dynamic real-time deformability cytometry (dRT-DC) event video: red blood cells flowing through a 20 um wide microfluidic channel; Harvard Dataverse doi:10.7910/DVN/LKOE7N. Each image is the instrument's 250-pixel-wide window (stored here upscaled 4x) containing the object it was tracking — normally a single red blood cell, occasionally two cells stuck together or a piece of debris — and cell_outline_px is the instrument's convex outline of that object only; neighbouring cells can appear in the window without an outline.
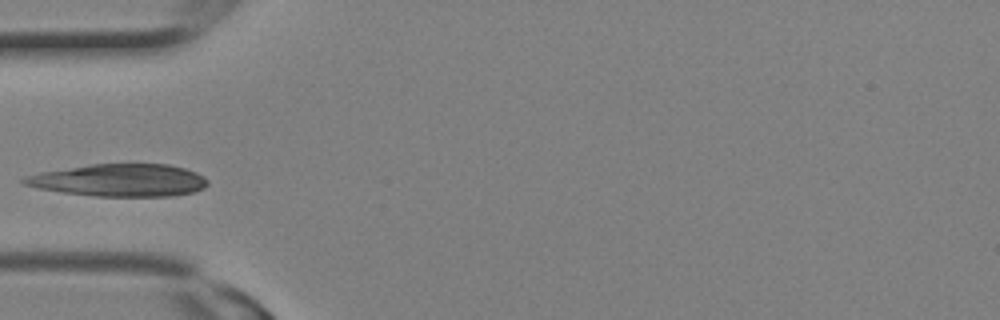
{"species": "Egyptian fruit bat (a non-hibernating species)", "species_latin": "Rousettus aegyptiacus", "temperature_condition": "room temperature", "stored_images_in_passage": 1, "camera_frame_rate_fps": 3000, "um_per_image_px": 0.085, "animal": {"sex": "female"}, "frame": {"image": 1, "passage_image": 1, "time_ms": 0.0, "image_size_px": [1000, 320], "cell_outline_px": [[208, 184], [204, 188], [192, 192], [172, 196], [96, 196], [64, 192], [40, 188], [24, 184], [20, 180], [24, 176], [40, 172], [88, 164], [168, 164], [184, 168], [196, 172], [204, 176], [208, 180]], "centroid_in_image_um": [10.17, 15.31], "position_along_channel_um": 74.8, "area_um2": 34.62}}